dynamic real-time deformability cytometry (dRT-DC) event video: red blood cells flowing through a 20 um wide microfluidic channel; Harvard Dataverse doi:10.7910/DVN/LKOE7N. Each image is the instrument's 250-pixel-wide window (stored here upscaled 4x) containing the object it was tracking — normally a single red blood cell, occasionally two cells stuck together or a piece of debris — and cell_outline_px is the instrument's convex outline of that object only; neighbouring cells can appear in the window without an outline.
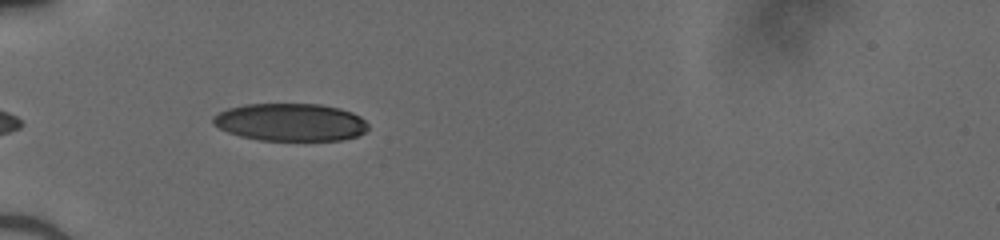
{"species": "human", "species_latin": "Homo sapiens", "temperature_condition": "cold", "stored_images_in_passage": 32, "camera_frame_rate_fps": 3000, "um_per_image_px": 0.085, "donor": {"sex": "male"}, "frame": {"image": 1, "passage_image": 1, "time_ms": 0.0, "image_size_px": [1000, 240], "cell_outline_px": [[368, 128], [364, 132], [356, 136], [344, 140], [260, 140], [240, 136], [228, 132], [212, 124], [212, 116], [228, 108], [244, 104], [320, 104], [340, 108], [352, 112], [360, 116], [368, 124]], "centroid_in_image_um": [24.68, 10.38], "position_along_channel_um": 60.3, "area_um2": 34.1}}
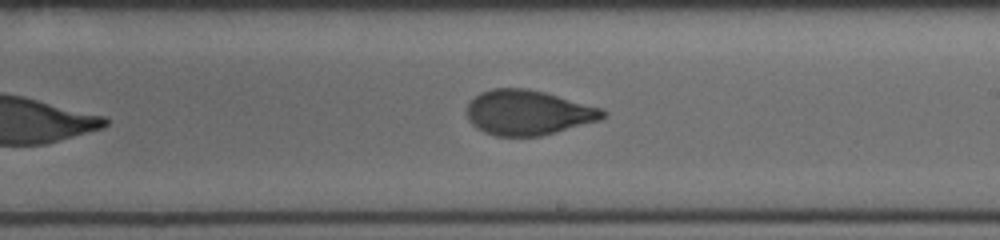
{"frame": {"image": 2, "passage_image": 15, "time_ms": 4.667, "image_size_px": [1000, 240], "cell_outline_px": [[608, 112], [600, 120], [556, 132], [540, 136], [496, 136], [484, 132], [476, 128], [468, 120], [468, 104], [480, 92], [492, 88], [528, 88], [544, 92], [604, 108]], "centroid_in_image_um": [44.91, 9.57], "position_along_channel_um": 244.1, "area_um2": 35.66}}
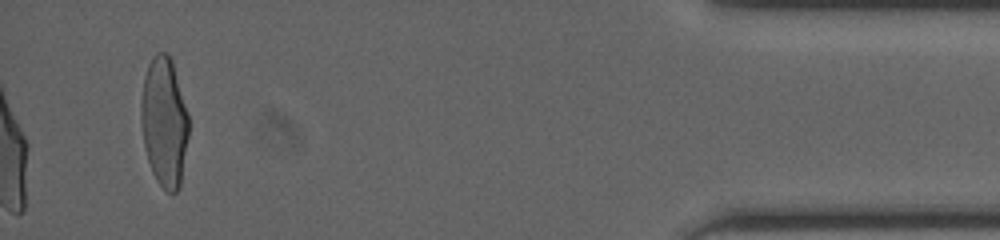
{"frame": {"image": 3, "passage_image": 32, "time_ms": 10.333, "image_size_px": [1000, 240], "cell_outline_px": [[188, 136], [180, 188], [172, 196], [156, 180], [152, 172], [148, 160], [144, 144], [140, 116], [140, 104], [144, 76], [148, 64], [152, 56], [156, 52], [164, 52], [172, 60], [188, 116]], "centroid_in_image_um": [13.95, 10.38], "position_along_channel_um": 421.3, "area_um2": 35.89}}